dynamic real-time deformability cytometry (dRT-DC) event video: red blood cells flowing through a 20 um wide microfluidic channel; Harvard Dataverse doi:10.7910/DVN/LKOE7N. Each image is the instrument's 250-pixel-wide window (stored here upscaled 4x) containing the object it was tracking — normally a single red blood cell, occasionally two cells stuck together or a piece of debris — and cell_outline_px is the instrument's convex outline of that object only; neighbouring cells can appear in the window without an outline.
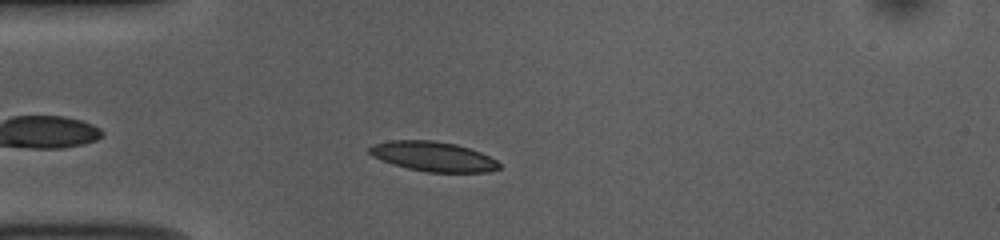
{"species": "common noctule bat (a hibernating species)", "species_latin": "Nyctalus noctula", "temperature_condition": "room temperature", "stored_images_in_passage": 44, "camera_frame_rate_fps": 3000, "um_per_image_px": 0.085, "animal": {"sex": "female", "body_mass_g": 10.0, "forearm_length_mm": 53.1}, "frame": {"image": 1, "passage_image": 6, "time_ms": 1.667, "image_size_px": [1000, 240], "cell_outline_px": [[500, 168], [488, 172], [428, 172], [408, 168], [392, 164], [372, 156], [368, 152], [368, 148], [372, 144], [392, 140], [432, 140], [456, 144], [480, 152], [496, 160], [500, 164]], "centroid_in_image_um": [36.8, 13.29], "position_along_channel_um": 48.2, "area_um2": 22.43}}
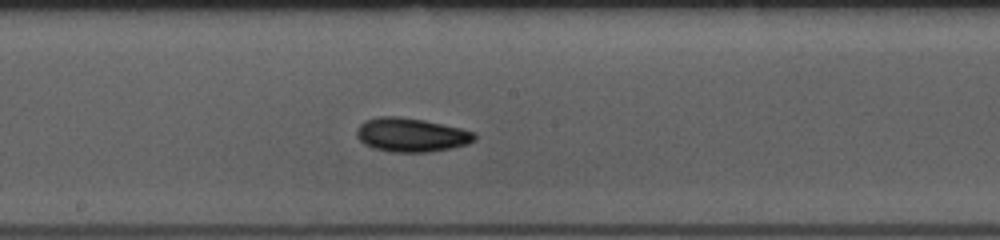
{"frame": {"image": 2, "passage_image": 20, "time_ms": 6.333, "image_size_px": [1000, 240], "cell_outline_px": [[476, 140], [468, 144], [452, 148], [428, 152], [392, 152], [372, 148], [364, 144], [356, 136], [356, 128], [364, 120], [380, 116], [396, 116], [424, 120], [460, 128], [476, 132]], "centroid_in_image_um": [34.95, 11.47], "position_along_channel_um": 213.3, "area_um2": 23.47}}
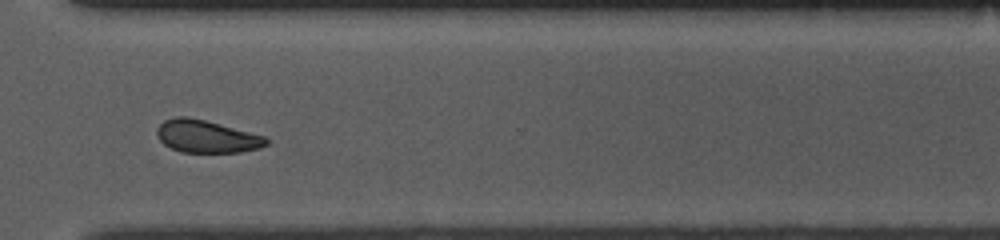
{"frame": {"image": 3, "passage_image": 31, "time_ms": 10.0, "image_size_px": [1000, 240], "cell_outline_px": [[268, 144], [260, 148], [240, 152], [180, 152], [164, 144], [160, 140], [156, 132], [156, 128], [164, 120], [176, 116], [188, 116], [268, 136]], "centroid_in_image_um": [17.58, 11.59], "position_along_channel_um": 353.0, "area_um2": 20.87}, "authors_computed_cell_mechanics": {"area_um2": 21.8484, "velocity_mm_per_s": 3.82, "shape_relaxation_time_tau1_ms": 4.8637, "shape_relaxation_time_tau2_ms": 5.691, "deformation_change_tau1": 0.1272, "deformation_change_tau2": 0.1131}}